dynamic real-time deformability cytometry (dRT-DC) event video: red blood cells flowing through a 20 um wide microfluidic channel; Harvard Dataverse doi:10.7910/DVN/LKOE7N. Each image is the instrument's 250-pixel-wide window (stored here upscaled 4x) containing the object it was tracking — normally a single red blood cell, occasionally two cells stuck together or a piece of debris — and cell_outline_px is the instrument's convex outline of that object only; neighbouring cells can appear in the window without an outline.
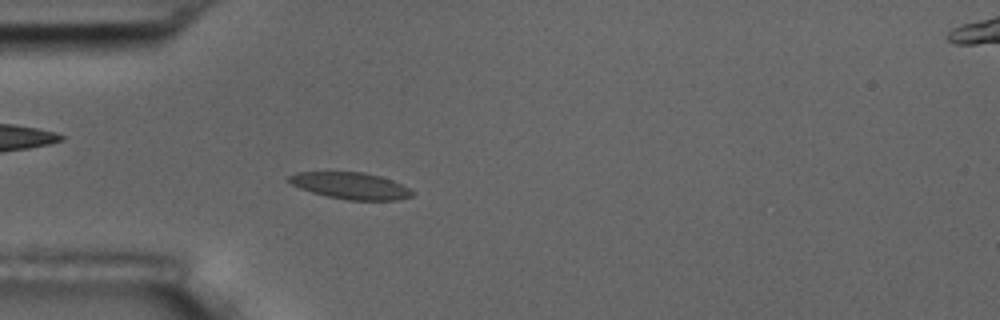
{"species": "common noctule bat (a hibernating species)", "species_latin": "Nyctalus noctula", "temperature_condition": "room temperature", "stored_images_in_passage": 56, "camera_frame_rate_fps": 3000, "um_per_image_px": 0.085, "animal": {"sex": "male", "body_mass_g": 17.5, "forearm_length_mm": 52.3}, "frame": {"image": 1, "passage_image": 16, "time_ms": 5.0, "image_size_px": [1000, 320], "cell_outline_px": [[416, 192], [412, 196], [396, 200], [348, 200], [328, 196], [312, 192], [300, 188], [284, 180], [288, 176], [296, 172], [364, 172], [380, 176], [392, 180]], "centroid_in_image_um": [29.78, 15.78], "position_along_channel_um": 55.2, "area_um2": 19.13}}
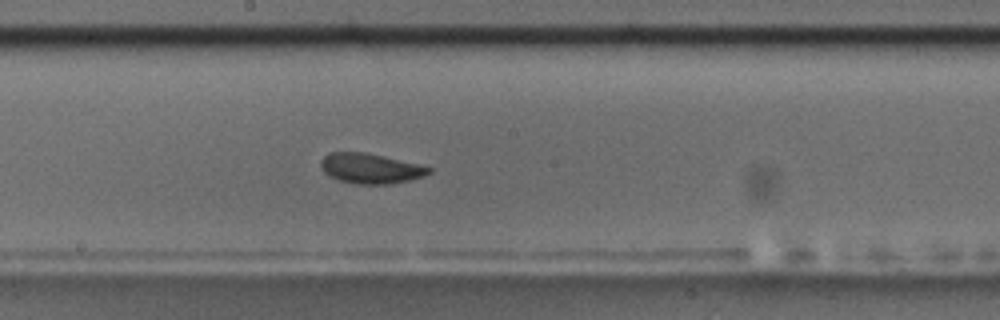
{"frame": {"image": 2, "passage_image": 30, "time_ms": 9.667, "image_size_px": [1000, 320], "cell_outline_px": [[432, 172], [424, 176], [408, 180], [388, 184], [356, 184], [340, 180], [328, 176], [320, 168], [320, 160], [328, 152], [364, 152], [384, 156], [432, 168]], "centroid_in_image_um": [31.44, 14.31], "position_along_channel_um": 216.8, "area_um2": 18.9}}
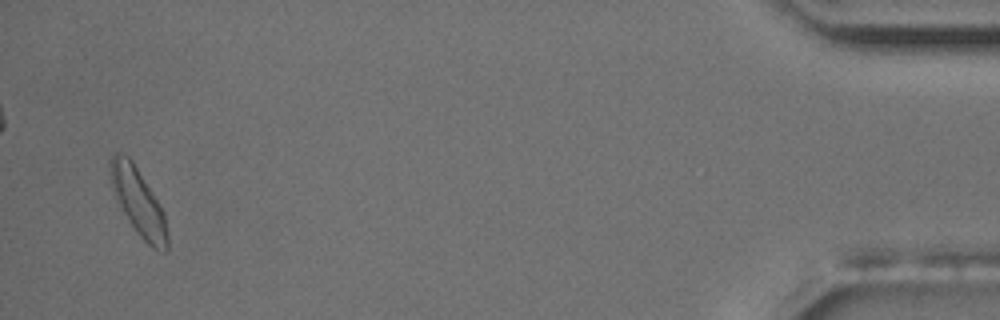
{"frame": {"image": 3, "passage_image": 54, "time_ms": 17.667, "image_size_px": [1000, 320], "cell_outline_px": [[168, 252], [164, 252], [152, 248], [140, 236], [128, 220], [112, 188], [108, 160], [116, 152], [120, 152], [128, 156], [132, 160], [164, 212], [168, 236]], "centroid_in_image_um": [11.76, 17.16], "position_along_channel_um": 423.4, "area_um2": 21.96}, "authors_computed_cell_mechanics": {"area_um2": 18.9295, "velocity_mm_per_s": 3.6028, "shape_relaxation_time_tau1_ms": 4.9763, "shape_relaxation_time_tau2_ms": 2.0404, "deformation_change_tau1": 0.1407, "deformation_change_tau2": 0.0759}}